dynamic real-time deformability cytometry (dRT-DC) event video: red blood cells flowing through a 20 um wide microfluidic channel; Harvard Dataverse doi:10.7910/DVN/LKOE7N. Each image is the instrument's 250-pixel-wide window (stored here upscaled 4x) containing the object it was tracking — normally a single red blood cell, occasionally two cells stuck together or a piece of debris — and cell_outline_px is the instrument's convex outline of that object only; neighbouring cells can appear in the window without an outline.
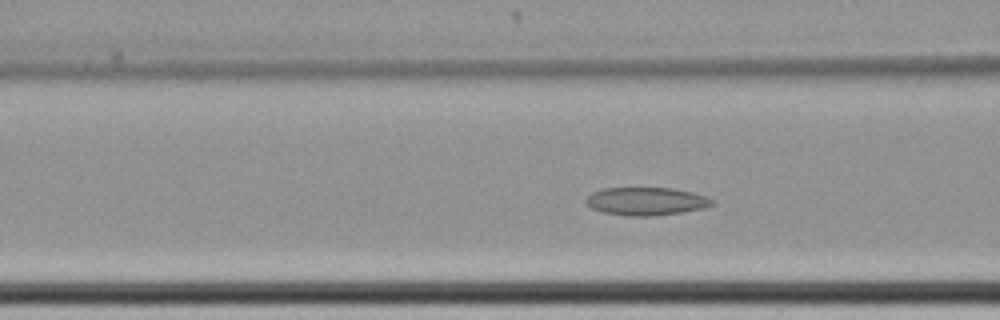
{"species": "common noctule bat (a hibernating species)", "species_latin": "Nyctalus noctula", "temperature_condition": "cold", "stored_images_in_passage": 47, "camera_frame_rate_fps": 3000, "um_per_image_px": 0.085, "animal": {"sex": "female", "body_mass_g": 22.7, "forearm_length_mm": 54.2}, "frame": {"image": 1, "passage_image": 11, "time_ms": 3.333, "image_size_px": [1000, 320], "cell_outline_px": [[716, 204], [704, 208], [684, 212], [652, 216], [628, 216], [604, 212], [592, 208], [584, 200], [592, 192], [604, 188], [672, 188], [692, 192], [716, 200]], "centroid_in_image_um": [54.97, 17.11], "position_along_channel_um": 111.6, "area_um2": 20.63}}
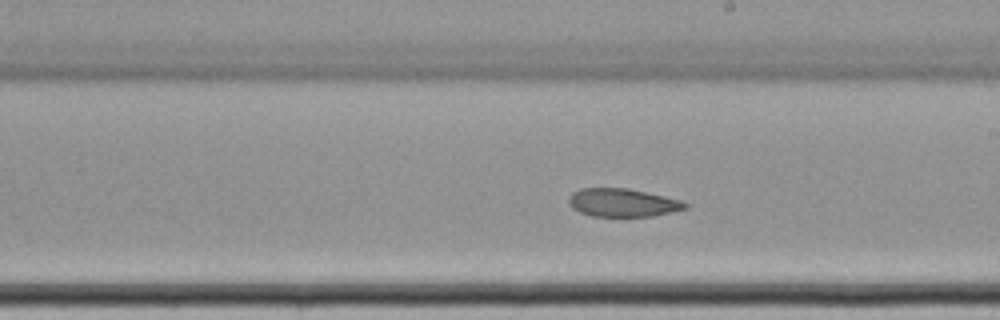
{"frame": {"image": 2, "passage_image": 22, "time_ms": 7.0, "image_size_px": [1000, 320], "cell_outline_px": [[688, 208], [672, 212], [652, 216], [592, 216], [580, 212], [572, 208], [568, 204], [568, 196], [572, 192], [580, 188], [628, 188], [680, 200], [688, 204]], "centroid_in_image_um": [52.88, 17.22], "position_along_channel_um": 236.1, "area_um2": 19.13}}
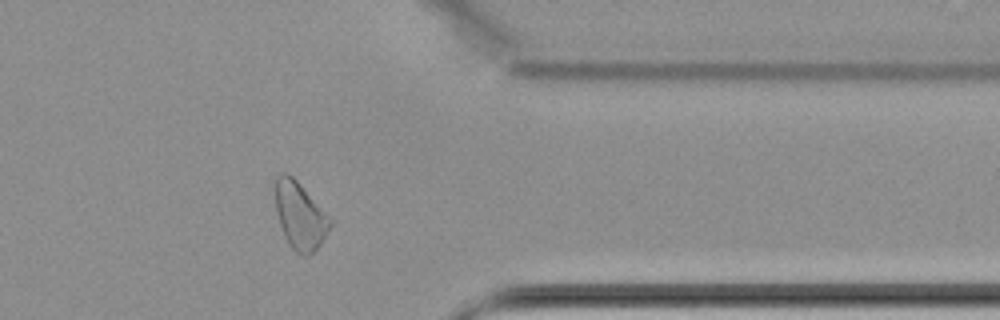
{"frame": {"image": 3, "passage_image": 36, "time_ms": 11.667, "image_size_px": [1000, 320], "cell_outline_px": [[336, 220], [320, 244], [308, 256], [304, 256], [296, 252], [288, 244], [284, 236], [276, 212], [272, 188], [276, 176], [280, 172], [288, 172]], "centroid_in_image_um": [25.5, 18.28], "position_along_channel_um": 385.9, "area_um2": 22.37}, "authors_computed_cell_mechanics": {"area_um2": 20.7502, "velocity_mm_per_s": 3.3966, "shape_relaxation_time_tau1_ms": null, "shape_relaxation_time_tau2_ms": 4.7675, "deformation_change_tau1": null, "deformation_change_tau2": 0.0623}}